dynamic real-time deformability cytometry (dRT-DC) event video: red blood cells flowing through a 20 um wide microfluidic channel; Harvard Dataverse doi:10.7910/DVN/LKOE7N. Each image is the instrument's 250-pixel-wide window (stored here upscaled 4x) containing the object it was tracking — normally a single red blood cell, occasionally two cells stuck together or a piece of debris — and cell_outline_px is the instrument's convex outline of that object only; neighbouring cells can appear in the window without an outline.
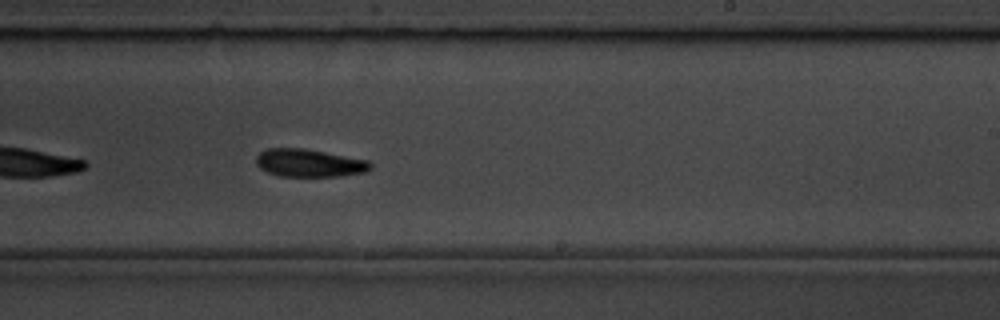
{"species": "common noctule bat (a hibernating species)", "species_latin": "Nyctalus noctula", "temperature_condition": "room temperature", "stored_images_in_passage": 42, "camera_frame_rate_fps": 3000, "um_per_image_px": 0.085, "animal": {"sex": "male", "body_mass_g": 19.5, "forearm_length_mm": 54.6}, "frame": {"image": 1, "passage_image": 19, "time_ms": 6.0, "image_size_px": [1000, 320], "cell_outline_px": [[372, 168], [368, 172], [340, 176], [280, 176], [268, 172], [260, 168], [256, 164], [256, 156], [260, 152], [268, 148], [304, 148], [368, 160], [372, 164]], "centroid_in_image_um": [26.3, 13.85], "position_along_channel_um": 262.7, "area_um2": 18.61}, "authors_computed_cell_mechanics": {"area_um2": 18.496, "velocity_mm_per_s": 3.5256, "shape_relaxation_time_tau1_ms": 3.6317, "shape_relaxation_time_tau2_ms": null, "deformation_change_tau1": 0.122, "deformation_change_tau2": null}}